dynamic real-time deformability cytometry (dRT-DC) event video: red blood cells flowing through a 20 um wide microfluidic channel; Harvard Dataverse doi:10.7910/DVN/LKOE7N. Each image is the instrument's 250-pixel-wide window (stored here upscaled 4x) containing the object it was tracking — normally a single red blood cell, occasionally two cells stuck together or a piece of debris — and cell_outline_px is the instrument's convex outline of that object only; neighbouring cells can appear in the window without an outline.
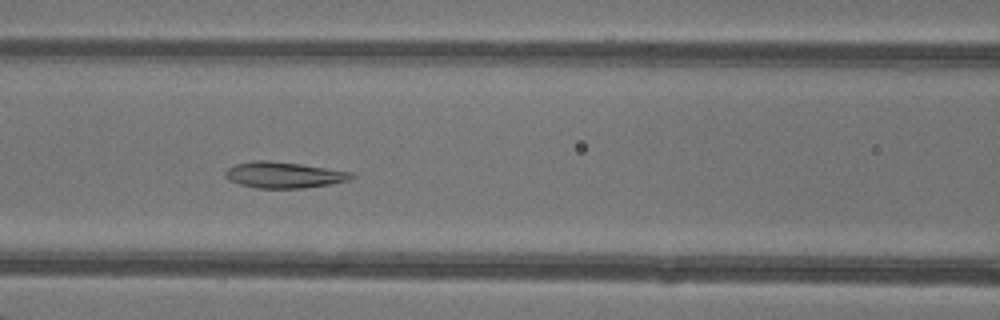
{"species": "common noctule bat (a hibernating species)", "species_latin": "Nyctalus noctula", "temperature_condition": "warm", "stored_images_in_passage": 48, "camera_frame_rate_fps": 3000, "um_per_image_px": 0.085, "animal": {"sex": "female"}, "frame": {"image": 1, "passage_image": 21, "time_ms": 6.667, "image_size_px": [1000, 320], "cell_outline_px": [[356, 176], [352, 180], [304, 188], [256, 188], [240, 184], [228, 180], [224, 176], [224, 172], [228, 168], [236, 164], [252, 160], [268, 160], [300, 164], [352, 172]], "centroid_in_image_um": [24.12, 14.87], "position_along_channel_um": 142.5, "area_um2": 19.25}}
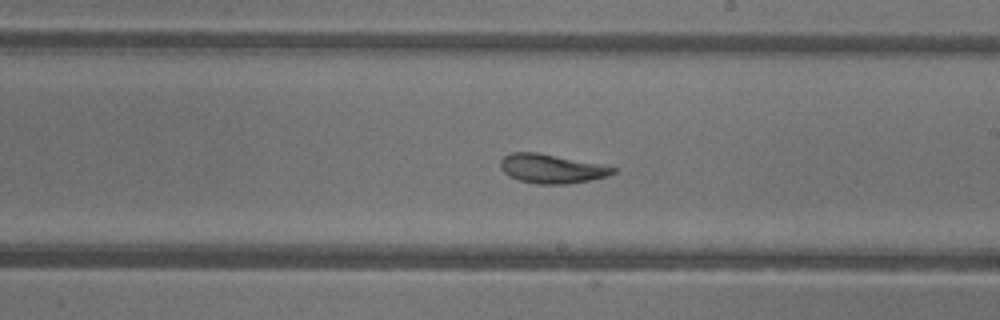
{"frame": {"image": 2, "passage_image": 28, "time_ms": 9.0, "image_size_px": [1000, 320], "cell_outline_px": [[616, 172], [608, 176], [568, 184], [536, 184], [520, 180], [508, 176], [500, 168], [500, 160], [504, 156], [512, 152], [536, 152], [600, 164], [616, 168]], "centroid_in_image_um": [46.85, 14.34], "position_along_channel_um": 242.1, "area_um2": 18.96}}
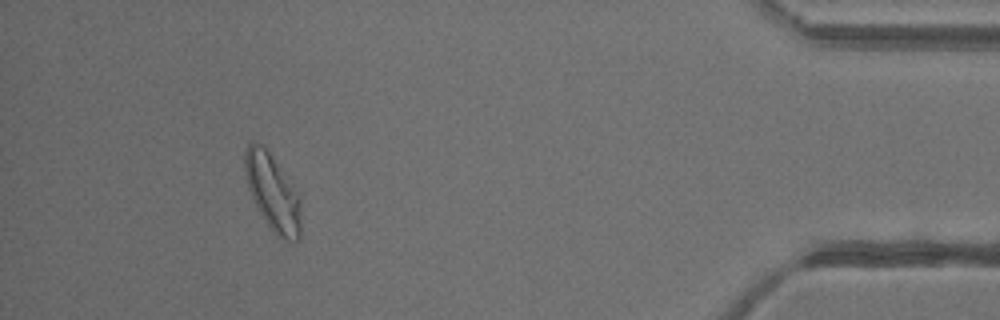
{"frame": {"image": 3, "passage_image": 44, "time_ms": 14.333, "image_size_px": [1000, 320], "cell_outline_px": [[300, 240], [280, 240], [276, 236], [264, 220], [252, 196], [248, 184], [244, 168], [244, 152], [248, 144], [252, 140], [264, 144], [268, 148], [300, 196]], "centroid_in_image_um": [23.17, 16.32], "position_along_channel_um": 412.0, "area_um2": 25.26}, "authors_computed_cell_mechanics": {"area_um2": 21.8484, "velocity_mm_per_s": 4.2792, "shape_relaxation_time_tau1_ms": 6.6162, "shape_relaxation_time_tau2_ms": 1.7581, "deformation_change_tau1": 0.2063, "deformation_change_tau2": 0.0783}}